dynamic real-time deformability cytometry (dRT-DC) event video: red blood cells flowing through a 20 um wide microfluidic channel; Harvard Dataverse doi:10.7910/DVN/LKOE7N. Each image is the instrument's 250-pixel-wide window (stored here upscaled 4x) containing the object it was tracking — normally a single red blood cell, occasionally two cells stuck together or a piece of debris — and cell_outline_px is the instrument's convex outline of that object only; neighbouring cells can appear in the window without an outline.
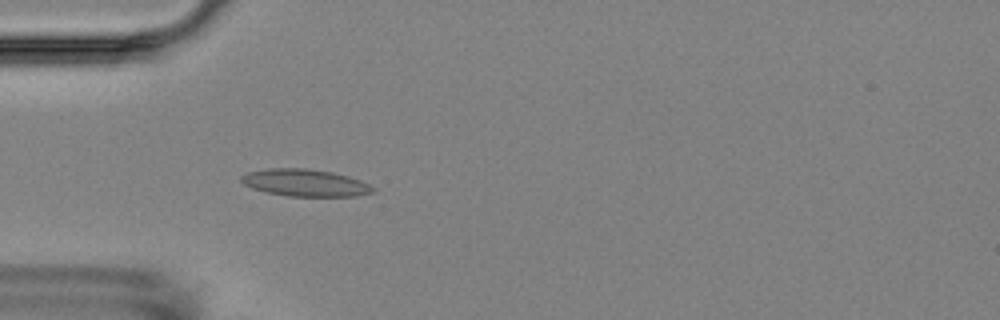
{"species": "Egyptian fruit bat (a non-hibernating species)", "species_latin": "Rousettus aegyptiacus", "temperature_condition": "room temperature", "stored_images_in_passage": 3, "camera_frame_rate_fps": 3000, "um_per_image_px": 0.085, "animal": {"sex": "female"}, "frame": {"image": 1, "passage_image": 3, "time_ms": 2.333, "image_size_px": [1000, 320], "cell_outline_px": [[376, 192], [356, 196], [288, 196], [268, 192], [252, 188], [244, 184], [240, 180], [240, 176], [248, 172], [268, 168], [304, 168], [332, 172], [348, 176], [360, 180], [376, 188]], "centroid_in_image_um": [25.95, 15.53], "position_along_channel_um": 59.0, "area_um2": 20.81}}